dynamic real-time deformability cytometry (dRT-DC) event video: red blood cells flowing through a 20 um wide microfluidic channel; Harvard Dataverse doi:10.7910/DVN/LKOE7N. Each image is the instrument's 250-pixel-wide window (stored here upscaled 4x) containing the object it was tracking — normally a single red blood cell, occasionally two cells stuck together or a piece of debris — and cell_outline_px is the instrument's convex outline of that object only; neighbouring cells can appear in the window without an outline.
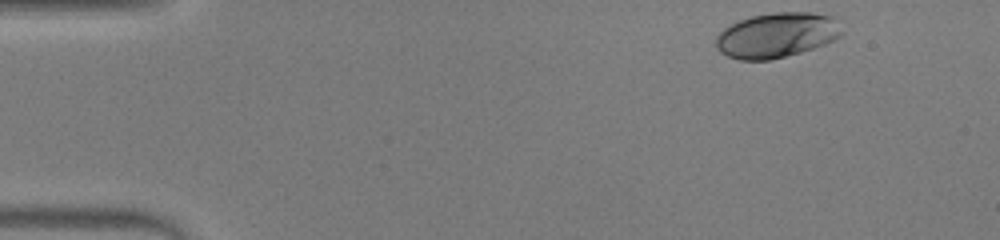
{"species": "human", "species_latin": "Homo sapiens", "temperature_condition": "warm", "stored_images_in_passage": 40, "camera_frame_rate_fps": 3000, "um_per_image_px": 0.085, "donor": {"sex": "male"}, "frame": {"image": 1, "passage_image": 1, "time_ms": 0.0, "image_size_px": [1000, 240], "cell_outline_px": [[844, 32], [840, 36], [824, 44], [800, 52], [768, 60], [740, 60], [728, 56], [720, 52], [716, 48], [716, 36], [724, 28], [740, 20], [752, 16], [776, 12], [812, 12], [832, 16]], "centroid_in_image_um": [66.01, 2.98], "position_along_channel_um": 19.0, "area_um2": 32.77}}
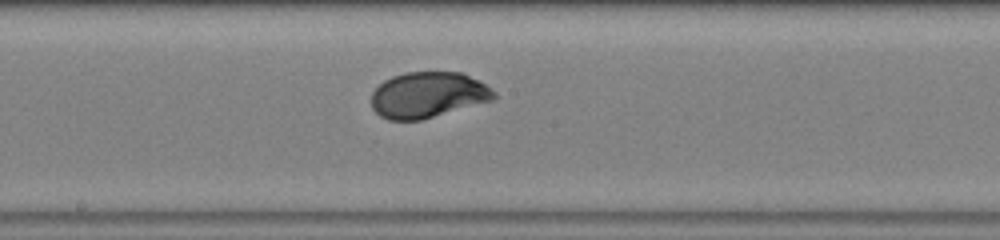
{"frame": {"image": 2, "passage_image": 22, "time_ms": 7.0, "image_size_px": [1000, 240], "cell_outline_px": [[496, 96], [492, 100], [420, 120], [388, 120], [380, 116], [372, 108], [372, 92], [384, 80], [392, 76], [404, 72], [464, 72], [492, 88], [496, 92]], "centroid_in_image_um": [36.37, 8.05], "position_along_channel_um": 211.8, "area_um2": 32.71}}
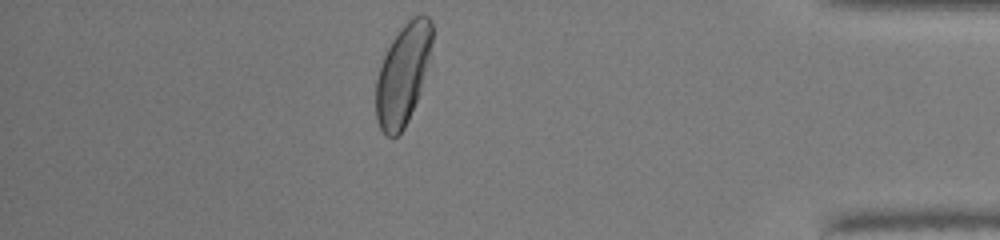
{"frame": {"image": 3, "passage_image": 38, "time_ms": 12.333, "image_size_px": [1000, 240], "cell_outline_px": [[432, 40], [428, 60], [420, 88], [416, 100], [408, 120], [404, 128], [396, 136], [388, 136], [380, 128], [376, 120], [376, 80], [380, 64], [392, 40], [400, 28], [412, 16], [420, 12], [428, 16], [432, 20]], "centroid_in_image_um": [34.23, 6.27], "position_along_channel_um": 401.0, "area_um2": 32.48}, "authors_computed_cell_mechanics": {"area_um2": 32.7726, "velocity_mm_per_s": 4.2673, "shape_relaxation_time_tau1_ms": 2.6186, "shape_relaxation_time_tau2_ms": null, "deformation_change_tau1": 0.163, "deformation_change_tau2": null}}